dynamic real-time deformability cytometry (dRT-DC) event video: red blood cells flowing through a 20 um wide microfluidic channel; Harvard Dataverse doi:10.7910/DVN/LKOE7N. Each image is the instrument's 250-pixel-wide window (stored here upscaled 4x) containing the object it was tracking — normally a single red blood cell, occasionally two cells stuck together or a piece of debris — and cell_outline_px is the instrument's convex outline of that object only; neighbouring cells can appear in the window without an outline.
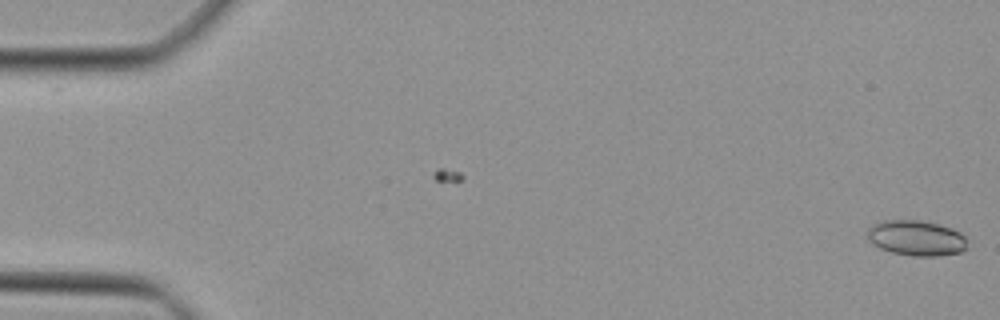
{"species": "Egyptian fruit bat (a non-hibernating species)", "species_latin": "Rousettus aegyptiacus", "temperature_condition": "cold", "stored_images_in_passage": 5, "camera_frame_rate_fps": 3000, "um_per_image_px": 0.085, "animal": {"sex": "female"}, "frame": {"image": 1, "passage_image": 5, "time_ms": 1.333, "image_size_px": [1000, 320], "cell_outline_px": [[964, 248], [960, 252], [940, 256], [912, 256], [892, 252], [880, 248], [868, 240], [868, 228], [872, 224], [884, 220], [920, 220], [940, 224], [952, 228], [960, 232], [964, 236]], "centroid_in_image_um": [77.85, 20.22], "position_along_channel_um": 7.1, "area_um2": 20.52}}